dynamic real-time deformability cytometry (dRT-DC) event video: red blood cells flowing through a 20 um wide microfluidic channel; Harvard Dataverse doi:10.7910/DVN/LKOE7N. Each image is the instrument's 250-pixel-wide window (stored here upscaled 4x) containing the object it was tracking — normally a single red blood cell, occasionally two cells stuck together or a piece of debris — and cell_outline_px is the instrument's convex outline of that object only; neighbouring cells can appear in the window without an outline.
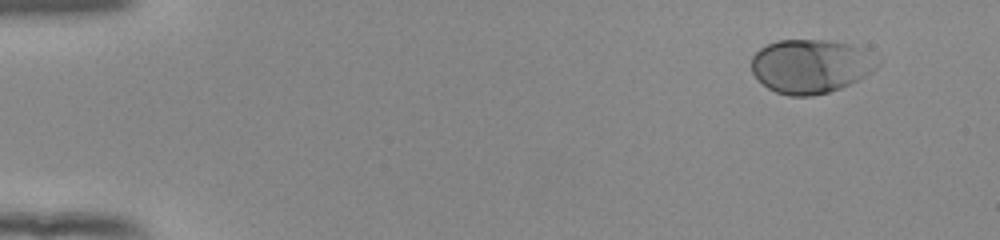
{"species": "human", "species_latin": "Homo sapiens", "temperature_condition": "room temperature", "stored_images_in_passage": 50, "camera_frame_rate_fps": 3000, "um_per_image_px": 0.085, "donor": {"sex": "female"}, "frame": {"image": 1, "passage_image": 1, "time_ms": 0.0, "image_size_px": [1000, 240], "cell_outline_px": [[880, 64], [872, 72], [840, 88], [828, 92], [812, 96], [788, 96], [776, 92], [768, 88], [752, 72], [752, 56], [760, 48], [768, 44], [780, 40], [824, 40], [852, 44], [864, 48], [880, 56]], "centroid_in_image_um": [68.97, 5.61], "position_along_channel_um": 16.0, "area_um2": 39.82}}
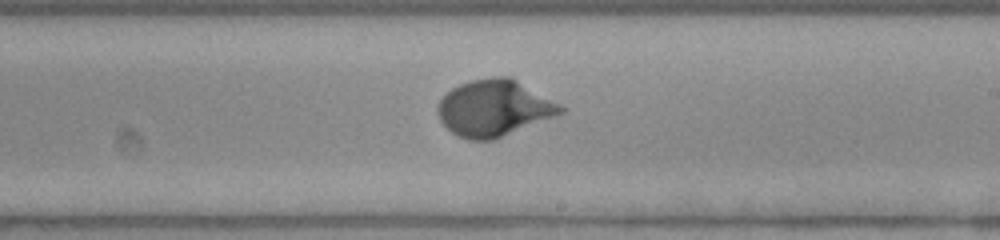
{"frame": {"image": 2, "passage_image": 29, "time_ms": 9.333, "image_size_px": [1000, 240], "cell_outline_px": [[564, 112], [492, 140], [468, 140], [452, 132], [440, 120], [436, 112], [436, 108], [440, 100], [452, 88], [460, 84], [472, 80], [492, 76], [512, 76], [560, 104], [564, 108]], "centroid_in_image_um": [41.98, 9.16], "position_along_channel_um": 247.0, "area_um2": 40.06}}
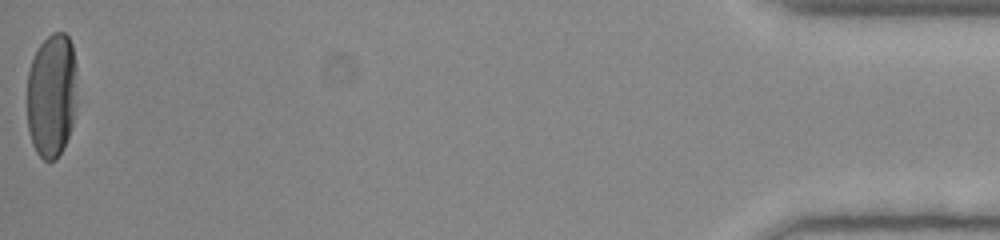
{"frame": {"image": 3, "passage_image": 50, "time_ms": 16.333, "image_size_px": [1000, 240], "cell_outline_px": [[76, 68], [72, 128], [56, 160], [44, 160], [36, 152], [32, 144], [28, 132], [28, 72], [32, 60], [40, 44], [52, 32], [64, 32], [68, 36], [72, 44], [76, 64]], "centroid_in_image_um": [4.38, 8.09], "position_along_channel_um": 430.8, "area_um2": 35.95}, "authors_computed_cell_mechanics": {"area_um2": 37.859, "velocity_mm_per_s": 3.8797, "shape_relaxation_time_tau1_ms": 2.7958, "shape_relaxation_time_tau2_ms": null, "deformation_change_tau1": 0.1939, "deformation_change_tau2": null}}